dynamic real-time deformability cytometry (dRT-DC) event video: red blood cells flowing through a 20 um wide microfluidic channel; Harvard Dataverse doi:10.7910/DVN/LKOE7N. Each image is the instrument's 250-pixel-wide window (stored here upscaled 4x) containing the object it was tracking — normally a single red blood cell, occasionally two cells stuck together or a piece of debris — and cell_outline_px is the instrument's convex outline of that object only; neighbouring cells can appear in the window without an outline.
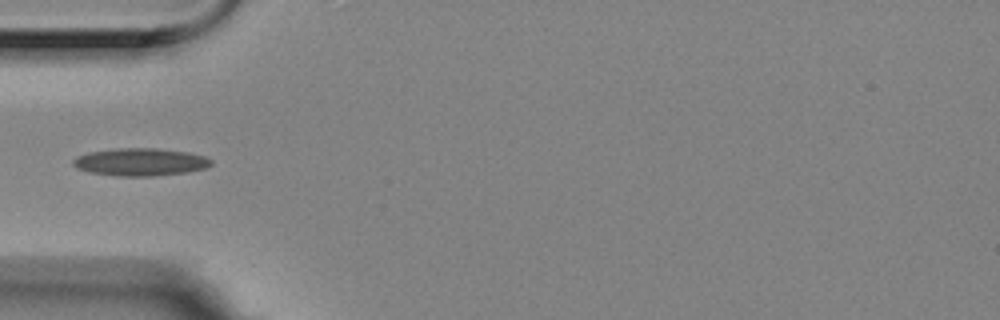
{"species": "Egyptian fruit bat (a non-hibernating species)", "species_latin": "Rousettus aegyptiacus", "temperature_condition": "room temperature", "stored_images_in_passage": 5, "camera_frame_rate_fps": 3000, "um_per_image_px": 0.085, "animal": {"sex": "female"}, "frame": {"image": 1, "passage_image": 5, "time_ms": 1.333, "image_size_px": [1000, 320], "cell_outline_px": [[212, 164], [204, 168], [188, 172], [152, 176], [120, 176], [88, 172], [76, 168], [72, 164], [72, 160], [88, 152], [120, 148], [156, 148], [188, 152], [204, 156], [212, 160]], "centroid_in_image_um": [11.93, 13.77], "position_along_channel_um": 73.1, "area_um2": 22.14}}